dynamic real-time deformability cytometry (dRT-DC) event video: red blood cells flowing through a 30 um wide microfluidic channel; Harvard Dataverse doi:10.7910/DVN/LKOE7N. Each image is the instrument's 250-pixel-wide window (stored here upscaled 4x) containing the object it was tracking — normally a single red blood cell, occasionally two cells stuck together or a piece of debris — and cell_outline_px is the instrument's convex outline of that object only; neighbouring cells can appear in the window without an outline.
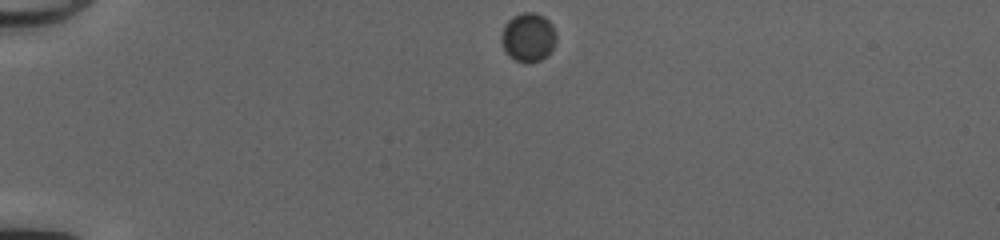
{"species": "common noctule bat (a hibernating species)", "species_latin": "Nyctalus noctula", "temperature_condition": "cold", "stored_images_in_passage": 40, "camera_frame_rate_fps": 3000, "um_per_image_px": 0.085, "animal": {"sex": "female", "body_mass_g": 20.0, "forearm_length_mm": 54.0}, "frame": {"image": 1, "passage_image": 1, "time_ms": 0.0, "image_size_px": [1000, 240], "cell_outline_px": [[556, 40], [548, 56], [540, 60], [516, 60], [508, 56], [504, 52], [500, 40], [500, 36], [504, 24], [512, 16], [524, 12], [532, 12], [544, 16], [552, 24], [556, 32]], "centroid_in_image_um": [44.87, 3.13], "position_along_channel_um": 40.1, "area_um2": 15.66}}
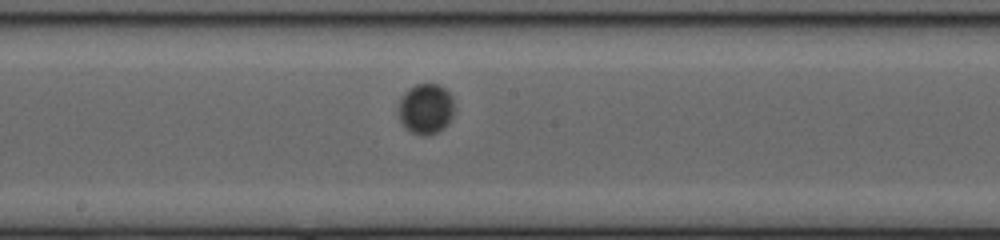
{"frame": {"image": 2, "passage_image": 18, "time_ms": 5.667, "image_size_px": [1000, 240], "cell_outline_px": [[456, 108], [448, 124], [444, 128], [428, 136], [420, 136], [404, 128], [400, 120], [400, 100], [404, 92], [408, 88], [416, 84], [436, 84], [444, 88], [452, 96]], "centroid_in_image_um": [36.22, 9.26], "position_along_channel_um": 212.0, "area_um2": 16.59}}
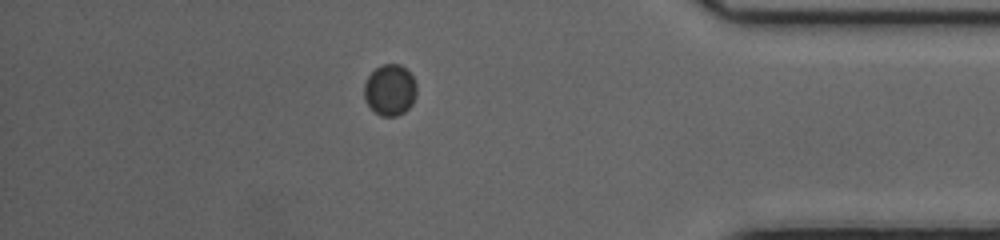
{"frame": {"image": 3, "passage_image": 34, "time_ms": 11.0, "image_size_px": [1000, 240], "cell_outline_px": [[416, 96], [412, 104], [404, 112], [396, 116], [380, 116], [364, 100], [364, 84], [368, 76], [380, 64], [400, 64], [412, 76], [416, 84]], "centroid_in_image_um": [33.14, 7.65], "position_along_channel_um": 402.1, "area_um2": 15.61}}